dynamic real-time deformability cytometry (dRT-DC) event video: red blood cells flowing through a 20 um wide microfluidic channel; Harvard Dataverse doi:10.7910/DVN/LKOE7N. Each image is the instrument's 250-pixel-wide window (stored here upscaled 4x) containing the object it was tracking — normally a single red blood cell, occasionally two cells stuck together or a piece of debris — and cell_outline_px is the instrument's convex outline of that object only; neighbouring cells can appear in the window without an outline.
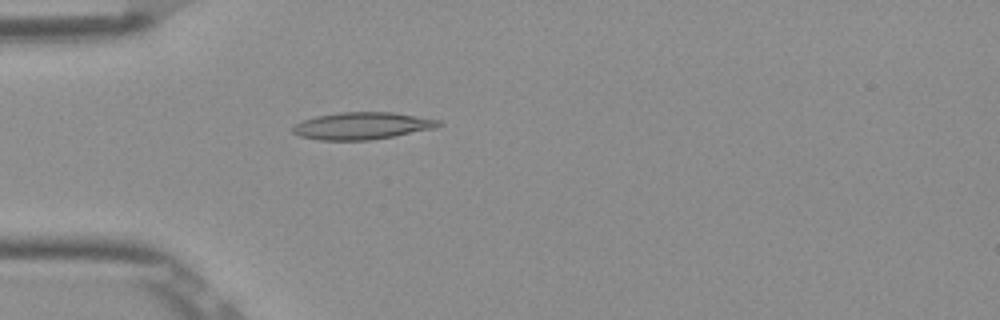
{"species": "Egyptian fruit bat (a non-hibernating species)", "species_latin": "Rousettus aegyptiacus", "temperature_condition": "room temperature", "stored_images_in_passage": 52, "camera_frame_rate_fps": 3000, "um_per_image_px": 0.085, "frame": {"image": 1, "passage_image": 15, "time_ms": 4.667, "image_size_px": [1000, 320], "cell_outline_px": [[444, 124], [432, 128], [392, 136], [368, 140], [320, 140], [300, 136], [292, 132], [292, 128], [296, 124], [304, 120], [316, 116], [340, 112], [392, 112], [440, 120]], "centroid_in_image_um": [30.75, 10.69], "position_along_channel_um": 54.2, "area_um2": 22.72}}
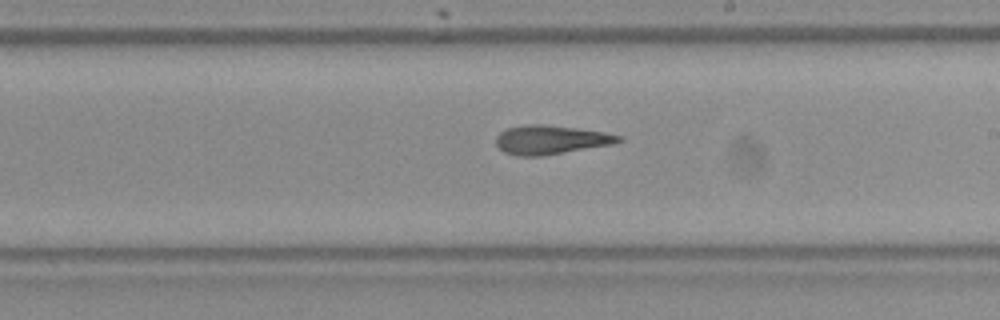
{"frame": {"image": 2, "passage_image": 30, "time_ms": 9.667, "image_size_px": [1000, 320], "cell_outline_px": [[624, 140], [612, 144], [540, 156], [516, 156], [504, 152], [496, 144], [496, 136], [500, 132], [508, 128], [528, 124], [544, 124], [576, 128], [604, 132], [624, 136]], "centroid_in_image_um": [46.81, 11.87], "position_along_channel_um": 242.2, "area_um2": 20.58}}
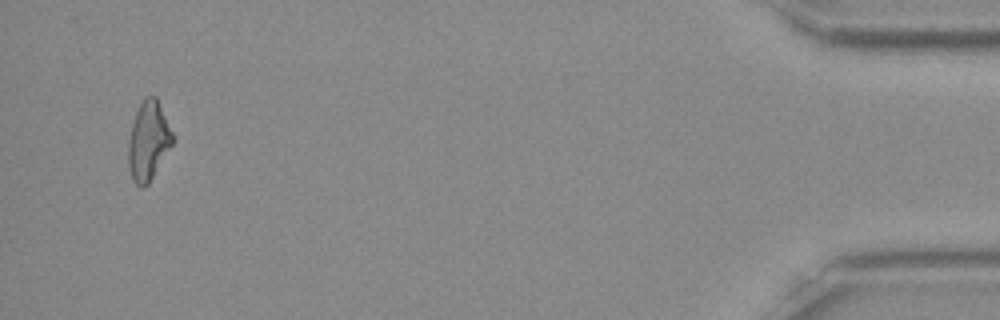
{"frame": {"image": 3, "passage_image": 50, "time_ms": 16.333, "image_size_px": [1000, 320], "cell_outline_px": [[172, 144], [148, 184], [140, 188], [132, 180], [128, 168], [128, 140], [132, 124], [136, 112], [144, 96], [156, 96], [172, 132]], "centroid_in_image_um": [12.58, 11.98], "position_along_channel_um": 422.6, "area_um2": 20.11}, "authors_computed_cell_mechanics": {"area_um2": 20.5768, "velocity_mm_per_s": 3.9032, "shape_relaxation_time_tau1_ms": 8.7118, "shape_relaxation_time_tau2_ms": 2.6893, "deformation_change_tau1": 0.2467, "deformation_change_tau2": 0.1145}}